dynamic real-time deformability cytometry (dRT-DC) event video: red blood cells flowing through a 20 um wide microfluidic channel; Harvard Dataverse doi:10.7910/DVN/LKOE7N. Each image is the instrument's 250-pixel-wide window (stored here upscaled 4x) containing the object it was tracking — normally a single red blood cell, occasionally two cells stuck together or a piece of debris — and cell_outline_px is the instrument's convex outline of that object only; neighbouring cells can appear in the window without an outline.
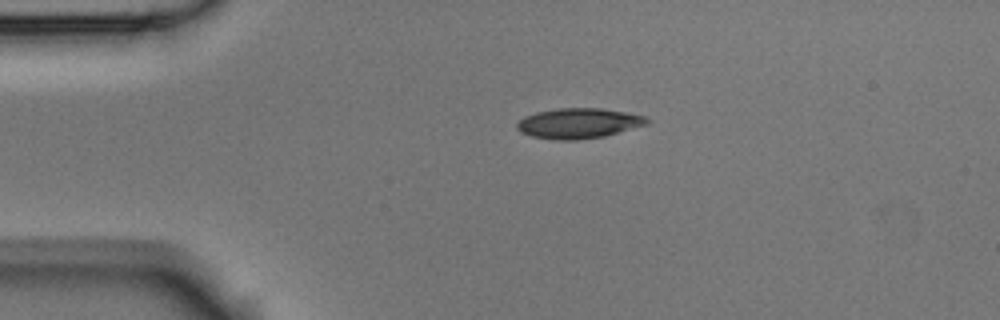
{"species": "Egyptian fruit bat (a non-hibernating species)", "species_latin": "Rousettus aegyptiacus", "temperature_condition": "room temperature", "stored_images_in_passage": 43, "camera_frame_rate_fps": 3000, "um_per_image_px": 0.085, "animal": {"sex": "male"}, "frame": {"image": 1, "passage_image": 1, "time_ms": 0.0, "image_size_px": [1000, 320], "cell_outline_px": [[652, 120], [648, 124], [604, 136], [576, 140], [556, 140], [532, 136], [520, 132], [516, 128], [516, 124], [524, 116], [536, 112], [556, 108], [600, 108], [624, 112], [644, 116]], "centroid_in_image_um": [49.16, 10.48], "position_along_channel_um": 35.8, "area_um2": 22.89}}
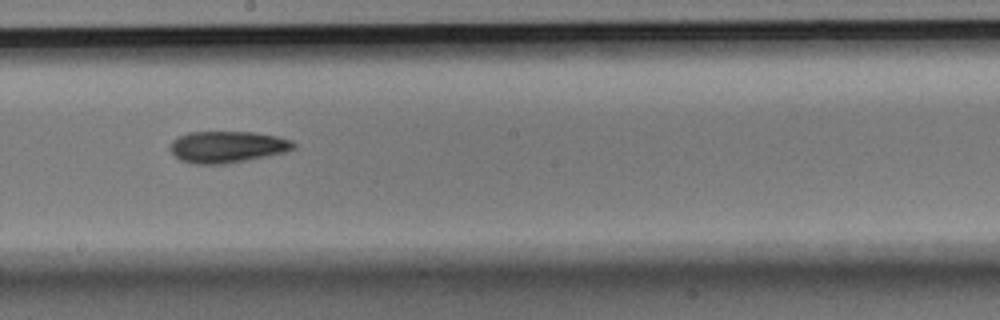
{"frame": {"image": 2, "passage_image": 19, "time_ms": 6.0, "image_size_px": [1000, 320], "cell_outline_px": [[296, 148], [284, 152], [268, 156], [224, 164], [196, 164], [180, 160], [168, 148], [172, 140], [176, 136], [188, 132], [256, 132], [276, 136], [292, 140], [296, 144]], "centroid_in_image_um": [19.3, 12.47], "position_along_channel_um": 228.9, "area_um2": 22.89}}
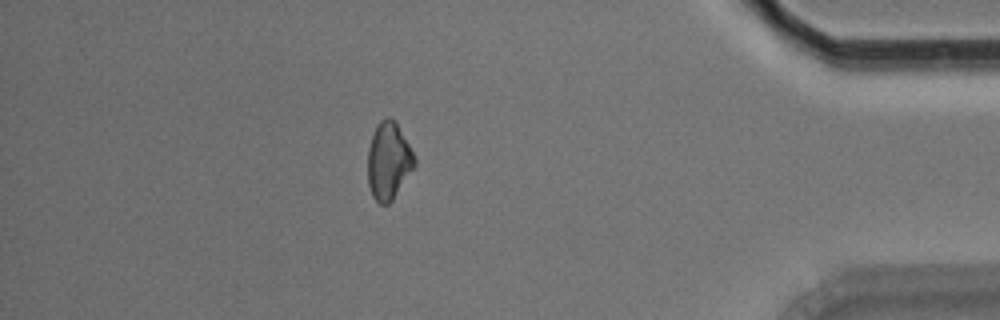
{"frame": {"image": 3, "passage_image": 36, "time_ms": 11.667, "image_size_px": [1000, 320], "cell_outline_px": [[416, 164], [392, 200], [388, 204], [380, 204], [372, 196], [368, 184], [368, 148], [376, 124], [380, 120], [388, 116], [396, 120], [416, 156]], "centroid_in_image_um": [33.04, 13.63], "position_along_channel_um": 402.2, "area_um2": 21.27}, "authors_computed_cell_mechanics": {"area_um2": 21.964, "velocity_mm_per_s": 3.7785, "shape_relaxation_time_tau1_ms": 5.5992, "shape_relaxation_time_tau2_ms": null, "deformation_change_tau1": 0.111, "deformation_change_tau2": null}}